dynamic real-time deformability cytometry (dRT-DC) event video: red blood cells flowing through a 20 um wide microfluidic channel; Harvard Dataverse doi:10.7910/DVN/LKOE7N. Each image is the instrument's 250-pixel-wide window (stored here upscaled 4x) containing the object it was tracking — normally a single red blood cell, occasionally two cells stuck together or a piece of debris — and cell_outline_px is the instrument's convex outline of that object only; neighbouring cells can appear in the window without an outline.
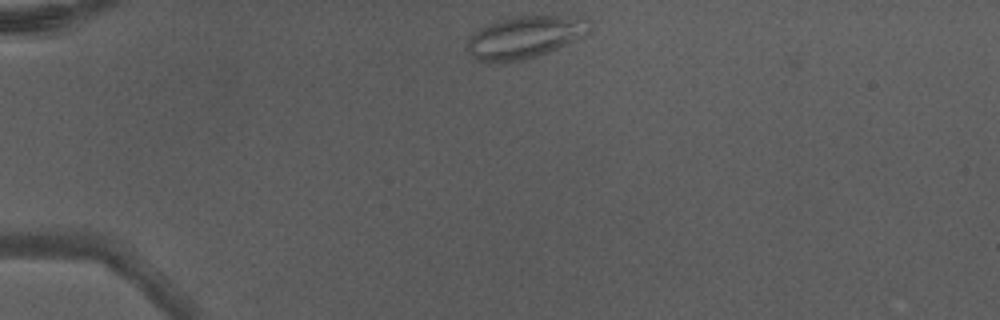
{"species": "Egyptian fruit bat (a non-hibernating species)", "species_latin": "Rousettus aegyptiacus", "temperature_condition": "warm", "stored_images_in_passage": 2, "camera_frame_rate_fps": 3000, "um_per_image_px": 0.085, "animal": {"sex": "male"}, "frame": {"image": 1, "passage_image": 1, "time_ms": 0.0, "image_size_px": [1000, 320], "cell_outline_px": [[592, 28], [576, 40], [536, 56], [520, 60], [476, 60], [472, 56], [468, 48], [468, 40], [480, 28], [496, 20], [508, 16], [528, 12], [588, 16], [592, 20]], "centroid_in_image_um": [44.75, 3.02], "position_along_channel_um": 40.3, "area_um2": 30.87}}